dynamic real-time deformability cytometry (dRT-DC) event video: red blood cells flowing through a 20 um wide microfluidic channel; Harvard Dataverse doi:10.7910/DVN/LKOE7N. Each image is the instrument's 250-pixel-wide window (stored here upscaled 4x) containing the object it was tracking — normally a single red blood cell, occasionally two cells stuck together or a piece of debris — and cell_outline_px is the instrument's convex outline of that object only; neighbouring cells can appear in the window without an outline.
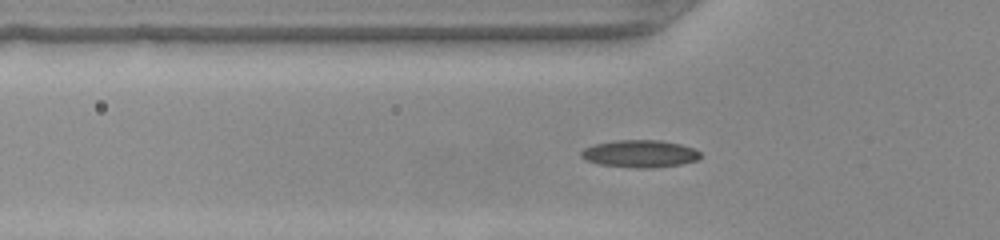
{"species": "common noctule bat (a hibernating species)", "species_latin": "Nyctalus noctula", "temperature_condition": "warm", "stored_images_in_passage": 41, "segment_of_instrument_passage": [1, 2], "camera_frame_rate_fps": 3000, "um_per_image_px": 0.085, "animal": {"sex": "female", "body_mass_g": 22.0, "forearm_length_mm": 56.7}, "frame": {"image": 1, "passage_image": 7, "time_ms": 2.0, "image_size_px": [1000, 240], "cell_outline_px": [[700, 156], [696, 160], [680, 164], [656, 168], [636, 168], [600, 164], [588, 160], [580, 156], [580, 152], [584, 148], [596, 144], [616, 140], [660, 140], [680, 144], [692, 148], [700, 152]], "centroid_in_image_um": [54.39, 13.06], "position_along_channel_um": 71.4, "area_um2": 18.84}}
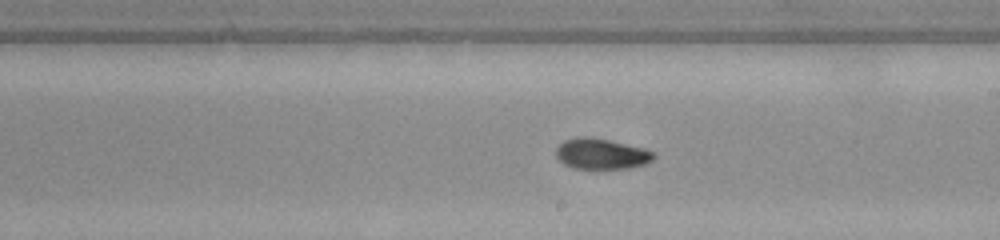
{"frame": {"image": 2, "passage_image": 19, "time_ms": 6.0, "image_size_px": [1000, 240], "cell_outline_px": [[656, 156], [652, 160], [644, 164], [628, 168], [572, 168], [564, 164], [556, 156], [556, 148], [564, 140], [576, 136], [588, 136], [608, 140], [644, 148], [652, 152]], "centroid_in_image_um": [51.08, 13.06], "position_along_channel_um": 237.9, "area_um2": 17.34}}
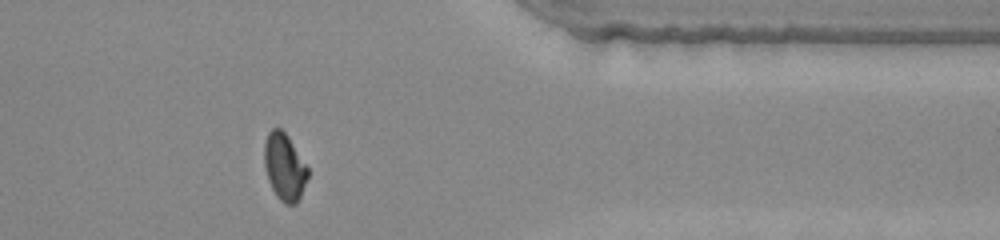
{"frame": {"image": 3, "passage_image": 31, "time_ms": 10.0, "image_size_px": [1000, 240], "cell_outline_px": [[308, 176], [300, 196], [296, 204], [284, 204], [276, 196], [268, 180], [264, 164], [264, 144], [268, 132], [272, 128], [280, 128], [288, 136], [308, 168]], "centroid_in_image_um": [24.16, 14.19], "position_along_channel_um": 387.2, "area_um2": 16.88}}